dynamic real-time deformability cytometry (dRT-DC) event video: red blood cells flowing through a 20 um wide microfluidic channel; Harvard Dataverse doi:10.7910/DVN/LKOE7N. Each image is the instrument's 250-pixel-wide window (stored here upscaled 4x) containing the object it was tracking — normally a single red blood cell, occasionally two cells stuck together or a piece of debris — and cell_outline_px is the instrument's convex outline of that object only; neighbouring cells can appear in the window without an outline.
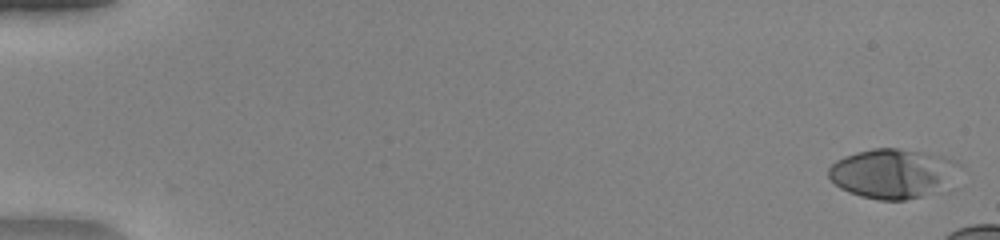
{"species": "human", "species_latin": "Homo sapiens", "temperature_condition": "warm", "stored_images_in_passage": 14, "camera_frame_rate_fps": 3000, "um_per_image_px": 0.085, "donor": {"sex": "female"}, "frame": {"image": 1, "passage_image": 1, "time_ms": 0.0, "image_size_px": [1000, 240], "cell_outline_px": [[964, 168], [920, 196], [904, 200], [880, 200], [860, 196], [848, 192], [840, 188], [828, 176], [828, 168], [836, 160], [844, 156], [856, 152], [872, 148], [896, 148], [920, 152], [940, 156], [956, 160]], "centroid_in_image_um": [75.76, 14.71], "position_along_channel_um": 9.2, "area_um2": 36.65}}